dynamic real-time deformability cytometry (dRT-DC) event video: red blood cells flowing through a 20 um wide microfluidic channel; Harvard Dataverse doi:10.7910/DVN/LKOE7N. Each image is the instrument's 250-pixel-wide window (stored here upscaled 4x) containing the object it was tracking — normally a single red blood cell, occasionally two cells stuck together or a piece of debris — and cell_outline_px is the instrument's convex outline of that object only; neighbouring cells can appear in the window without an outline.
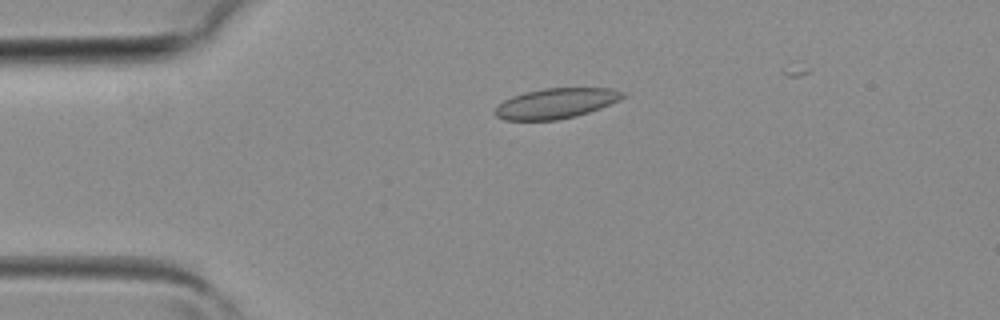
{"species": "common noctule bat (a hibernating species)", "species_latin": "Nyctalus noctula", "temperature_condition": "room temperature", "stored_images_in_passage": 4, "camera_frame_rate_fps": 3000, "um_per_image_px": 0.085, "animal": {"sex": "female", "body_mass_g": 19.3, "forearm_length_mm": 54.1}, "frame": {"image": 1, "passage_image": 3, "time_ms": 0.667, "image_size_px": [1000, 320], "cell_outline_px": [[628, 96], [620, 100], [600, 108], [576, 116], [556, 120], [504, 120], [496, 116], [496, 108], [504, 100], [512, 96], [524, 92], [544, 88], [612, 88], [628, 92]], "centroid_in_image_um": [47.33, 8.77], "position_along_channel_um": 37.7, "area_um2": 22.6}}